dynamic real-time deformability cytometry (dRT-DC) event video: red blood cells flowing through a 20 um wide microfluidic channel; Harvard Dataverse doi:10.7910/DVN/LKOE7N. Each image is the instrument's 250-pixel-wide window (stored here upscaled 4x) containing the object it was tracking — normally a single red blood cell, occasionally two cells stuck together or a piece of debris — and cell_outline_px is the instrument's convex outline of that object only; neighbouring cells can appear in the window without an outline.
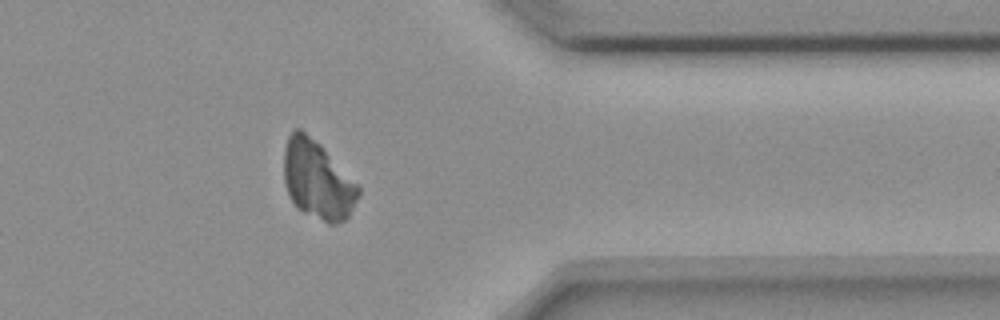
{"species": "common noctule bat (a hibernating species)", "species_latin": "Nyctalus noctula", "temperature_condition": "room temperature", "stored_images_in_passage": 46, "camera_frame_rate_fps": 3000, "um_per_image_px": 0.085, "animal": {"sex": "female", "body_mass_g": 18.4}, "frame": {"image": 1, "passage_image": 35, "time_ms": 11.333, "image_size_px": [1000, 320], "cell_outline_px": [[360, 192], [348, 216], [344, 220], [336, 224], [328, 224], [296, 208], [284, 184], [284, 148], [288, 136], [292, 128], [300, 128], [320, 144], [360, 188]], "centroid_in_image_um": [26.95, 15.29], "position_along_channel_um": 384.5, "area_um2": 33.76}}
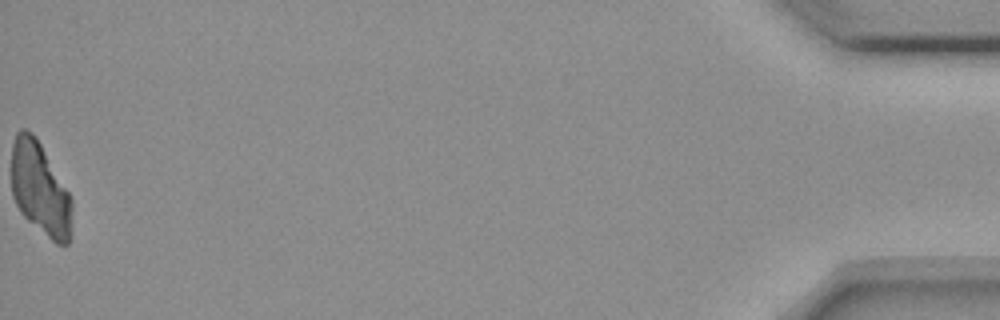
{"frame": {"image": 2, "passage_image": 46, "time_ms": 15.0, "image_size_px": [1000, 320], "cell_outline_px": [[72, 236], [68, 244], [56, 244], [28, 220], [20, 212], [12, 196], [12, 144], [16, 132], [20, 128], [24, 128], [32, 132], [36, 136], [68, 192], [72, 200]], "centroid_in_image_um": [3.41, 16.06], "position_along_channel_um": 431.8, "area_um2": 32.89}}